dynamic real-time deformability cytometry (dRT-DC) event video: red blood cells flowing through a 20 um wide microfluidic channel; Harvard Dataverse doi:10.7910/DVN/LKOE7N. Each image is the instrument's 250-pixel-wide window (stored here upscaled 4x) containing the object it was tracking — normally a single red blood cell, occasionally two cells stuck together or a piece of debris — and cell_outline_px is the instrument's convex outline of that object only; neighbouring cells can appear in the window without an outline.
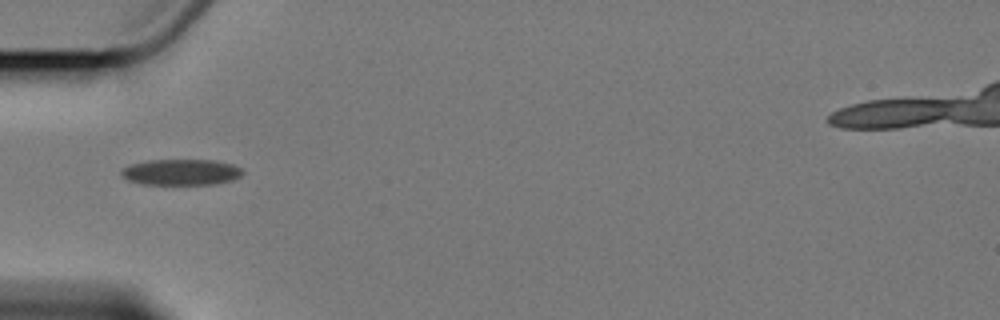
{"species": "Egyptian fruit bat (a non-hibernating species)", "species_latin": "Rousettus aegyptiacus", "temperature_condition": "cold", "stored_images_in_passage": 3, "camera_frame_rate_fps": 3000, "um_per_image_px": 0.085, "animal": {"sex": "female"}, "frame": {"image": 1, "passage_image": 1, "time_ms": 0.0, "image_size_px": [1000, 320], "cell_outline_px": [[244, 172], [240, 176], [232, 180], [212, 184], [144, 184], [128, 180], [120, 172], [124, 168], [132, 164], [148, 160], [216, 160], [232, 164], [240, 168]], "centroid_in_image_um": [15.42, 14.62], "position_along_channel_um": 69.6, "area_um2": 18.15}}
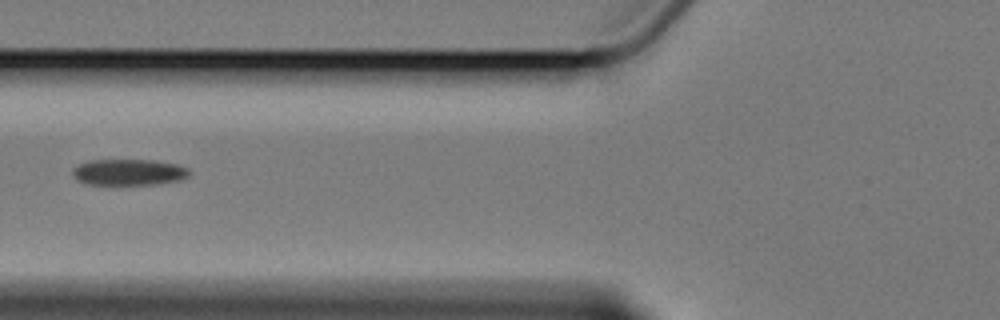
{"frame": {"image": 2, "passage_image": 2, "time_ms": 1.333, "image_size_px": [1000, 320], "cell_outline_px": [[192, 172], [188, 176], [180, 180], [152, 184], [88, 184], [80, 180], [72, 172], [72, 168], [88, 160], [156, 160], [180, 164], [188, 168]], "centroid_in_image_um": [11.02, 14.61], "position_along_channel_um": 114.8, "area_um2": 17.74}}
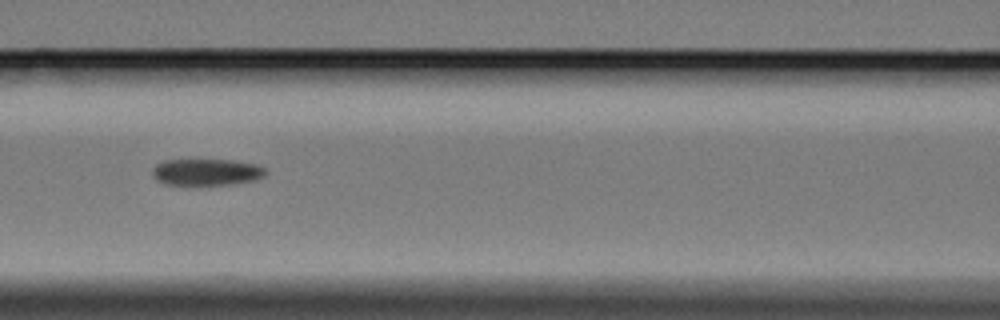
{"frame": {"image": 3, "passage_image": 3, "time_ms": 2.333, "image_size_px": [1000, 320], "cell_outline_px": [[268, 172], [264, 176], [256, 180], [232, 184], [164, 184], [156, 180], [152, 176], [152, 168], [156, 164], [164, 160], [232, 160], [256, 164], [264, 168]], "centroid_in_image_um": [17.55, 14.62], "position_along_channel_um": 149.1, "area_um2": 17.57}}